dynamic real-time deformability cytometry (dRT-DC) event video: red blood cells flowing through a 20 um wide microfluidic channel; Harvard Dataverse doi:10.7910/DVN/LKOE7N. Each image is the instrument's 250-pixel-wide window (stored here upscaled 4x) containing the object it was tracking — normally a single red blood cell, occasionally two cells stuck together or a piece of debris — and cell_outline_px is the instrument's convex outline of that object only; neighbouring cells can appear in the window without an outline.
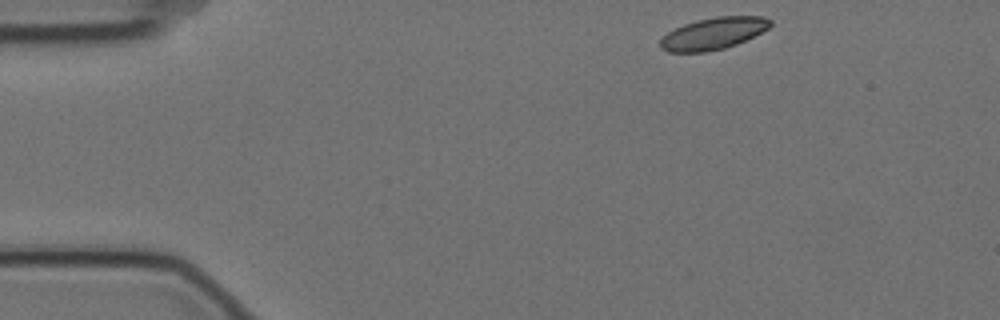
{"species": "Egyptian fruit bat (a non-hibernating species)", "species_latin": "Rousettus aegyptiacus", "temperature_condition": "cold", "stored_images_in_passage": 51, "camera_frame_rate_fps": 3000, "um_per_image_px": 0.085, "animal": {"sex": "female"}, "frame": {"image": 1, "passage_image": 1, "time_ms": 0.0, "image_size_px": [1000, 320], "cell_outline_px": [[772, 24], [768, 28], [736, 44], [724, 48], [704, 52], [668, 52], [660, 44], [660, 40], [668, 32], [684, 24], [696, 20], [716, 16], [764, 16], [772, 20]], "centroid_in_image_um": [60.65, 2.83], "position_along_channel_um": 24.4, "area_um2": 20.17}}
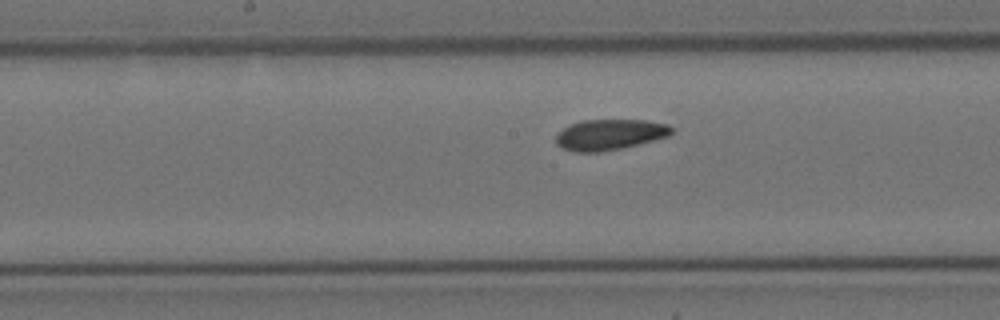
{"frame": {"image": 2, "passage_image": 22, "time_ms": 7.0, "image_size_px": [1000, 320], "cell_outline_px": [[672, 132], [668, 136], [620, 148], [600, 152], [576, 152], [564, 148], [556, 144], [556, 136], [568, 124], [584, 120], [648, 120], [668, 124], [672, 128]], "centroid_in_image_um": [51.81, 11.43], "position_along_channel_um": 196.4, "area_um2": 20.46}}
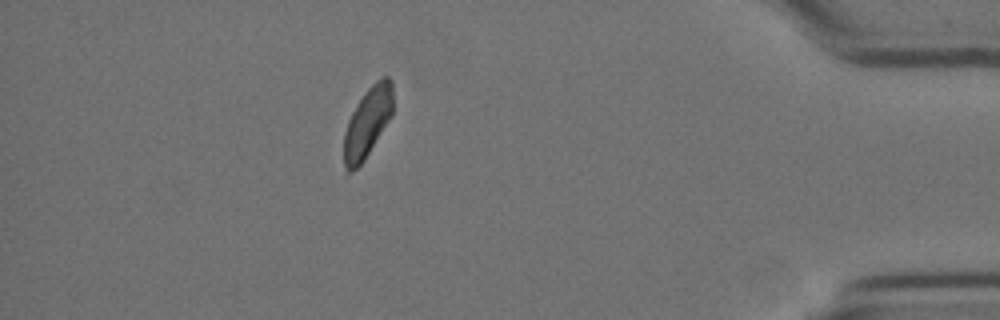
{"frame": {"image": 3, "passage_image": 44, "time_ms": 14.333, "image_size_px": [1000, 320], "cell_outline_px": [[392, 116], [364, 160], [352, 172], [348, 172], [344, 164], [344, 132], [348, 120], [352, 112], [364, 92], [380, 76], [388, 76], [392, 80]], "centroid_in_image_um": [31.24, 10.37], "position_along_channel_um": 404.0, "area_um2": 19.94}, "authors_computed_cell_mechanics": {"area_um2": 20.9236, "velocity_mm_per_s": 3.4724, "shape_relaxation_time_tau1_ms": 7.2263, "shape_relaxation_time_tau2_ms": 11.1831, "deformation_change_tau1": 0.1062, "deformation_change_tau2": 0.1475}}